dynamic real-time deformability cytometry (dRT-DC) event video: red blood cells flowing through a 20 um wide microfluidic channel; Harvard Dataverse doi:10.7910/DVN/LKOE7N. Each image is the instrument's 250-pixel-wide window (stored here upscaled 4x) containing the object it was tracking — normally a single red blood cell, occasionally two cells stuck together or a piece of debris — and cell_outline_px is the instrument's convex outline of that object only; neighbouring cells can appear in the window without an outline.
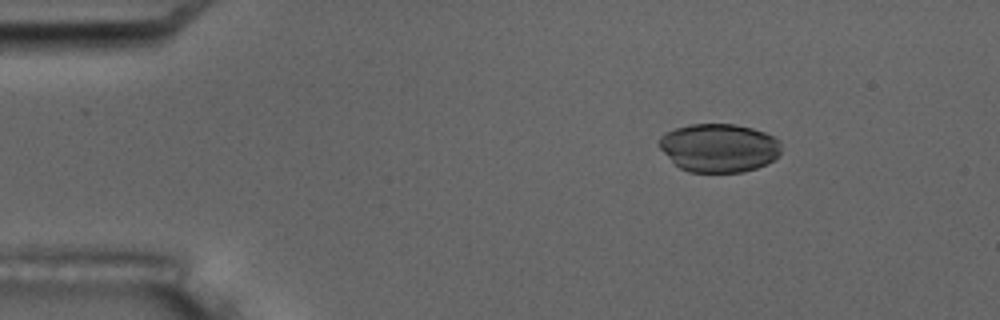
{"species": "common noctule bat (a hibernating species)", "species_latin": "Nyctalus noctula", "temperature_condition": "room temperature", "stored_images_in_passage": 5, "camera_frame_rate_fps": 3000, "um_per_image_px": 0.085, "animal": {"sex": "male", "body_mass_g": 17.5, "forearm_length_mm": 52.3}, "frame": {"image": 1, "passage_image": 3, "time_ms": 2.667, "image_size_px": [1000, 320], "cell_outline_px": [[780, 152], [772, 160], [756, 168], [744, 172], [688, 172], [680, 168], [656, 144], [660, 136], [664, 132], [688, 124], [736, 124], [752, 128], [764, 132], [780, 140]], "centroid_in_image_um": [61.08, 12.55], "position_along_channel_um": 23.9, "area_um2": 34.51}}